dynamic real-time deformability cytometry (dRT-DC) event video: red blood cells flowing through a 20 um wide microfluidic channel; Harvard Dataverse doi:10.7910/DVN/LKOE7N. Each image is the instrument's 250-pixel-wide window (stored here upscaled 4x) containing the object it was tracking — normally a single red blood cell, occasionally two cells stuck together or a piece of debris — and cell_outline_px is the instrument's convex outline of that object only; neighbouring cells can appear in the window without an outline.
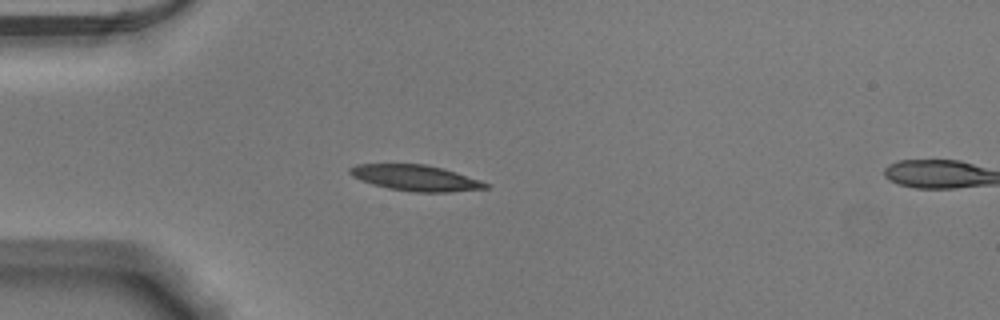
{"species": "Egyptian fruit bat (a non-hibernating species)", "species_latin": "Rousettus aegyptiacus", "temperature_condition": "warm", "stored_images_in_passage": 17, "camera_frame_rate_fps": 3000, "um_per_image_px": 0.085, "animal": {"sex": "male"}, "frame": {"image": 1, "passage_image": 15, "time_ms": 4.667, "image_size_px": [1000, 320], "cell_outline_px": [[492, 184], [488, 188], [448, 192], [412, 192], [388, 188], [372, 184], [360, 180], [352, 176], [348, 172], [348, 168], [356, 164], [424, 164], [444, 168]], "centroid_in_image_um": [35.33, 15.12], "position_along_channel_um": 49.7, "area_um2": 20.58}}